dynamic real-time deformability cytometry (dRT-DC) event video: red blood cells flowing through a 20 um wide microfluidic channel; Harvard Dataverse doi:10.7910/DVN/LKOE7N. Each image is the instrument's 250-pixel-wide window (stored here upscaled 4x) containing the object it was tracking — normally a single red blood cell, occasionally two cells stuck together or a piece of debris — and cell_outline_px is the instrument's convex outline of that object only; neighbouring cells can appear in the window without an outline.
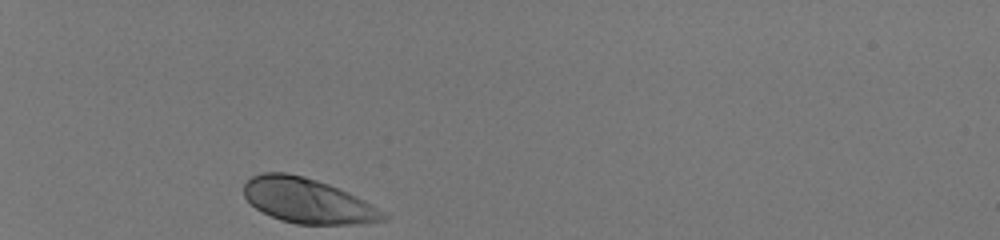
{"species": "human", "species_latin": "Homo sapiens", "temperature_condition": "room temperature", "stored_images_in_passage": 30, "camera_frame_rate_fps": 3000, "um_per_image_px": 0.085, "donor": {"sex": "male"}, "frame": {"image": 1, "passage_image": 1, "time_ms": 0.0, "image_size_px": [1000, 240], "cell_outline_px": [[388, 216], [384, 220], [360, 224], [296, 224], [280, 220], [256, 208], [244, 196], [244, 184], [252, 176], [264, 172], [288, 172], [304, 176], [328, 184], [348, 192], [364, 200], [384, 212]], "centroid_in_image_um": [26.14, 17.06], "position_along_channel_um": 58.9, "area_um2": 36.24}}
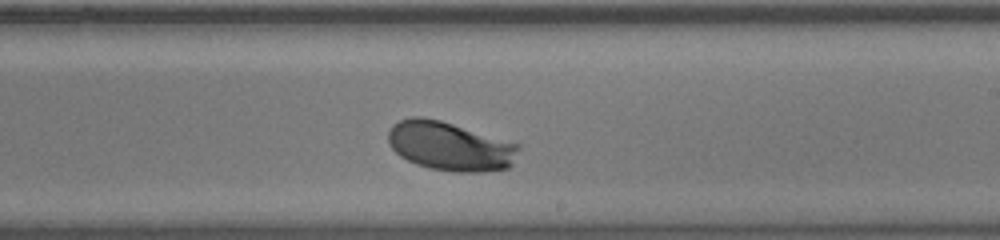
{"frame": {"image": 2, "passage_image": 18, "time_ms": 5.667, "image_size_px": [1000, 240], "cell_outline_px": [[520, 148], [512, 164], [508, 168], [484, 172], [456, 172], [428, 168], [416, 164], [400, 156], [388, 144], [388, 132], [392, 124], [400, 120], [412, 116], [420, 116], [440, 120], [520, 144]], "centroid_in_image_um": [38.24, 12.43], "position_along_channel_um": 250.8, "area_um2": 37.34}}
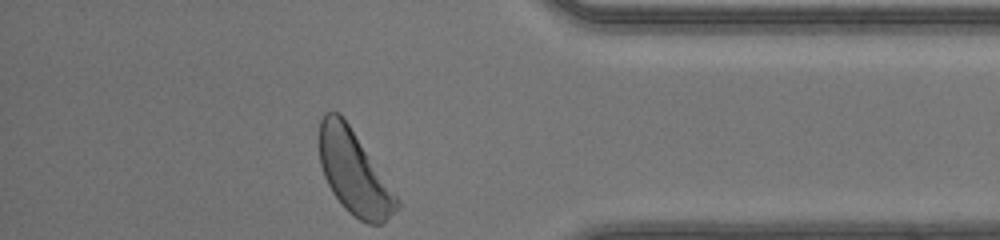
{"frame": {"image": 3, "passage_image": 30, "time_ms": 9.667, "image_size_px": [1000, 240], "cell_outline_px": [[400, 208], [380, 224], [368, 224], [360, 220], [348, 212], [344, 208], [332, 192], [324, 176], [320, 164], [320, 120], [324, 112], [340, 112], [400, 200]], "centroid_in_image_um": [30.09, 14.68], "position_along_channel_um": 405.1, "area_um2": 37.22}, "authors_computed_cell_mechanics": {"area_um2": 36.6163, "velocity_mm_per_s": 4.1057, "shape_relaxation_time_tau1_ms": 1.5607, "shape_relaxation_time_tau2_ms": null, "deformation_change_tau1": 0.1202, "deformation_change_tau2": null}}